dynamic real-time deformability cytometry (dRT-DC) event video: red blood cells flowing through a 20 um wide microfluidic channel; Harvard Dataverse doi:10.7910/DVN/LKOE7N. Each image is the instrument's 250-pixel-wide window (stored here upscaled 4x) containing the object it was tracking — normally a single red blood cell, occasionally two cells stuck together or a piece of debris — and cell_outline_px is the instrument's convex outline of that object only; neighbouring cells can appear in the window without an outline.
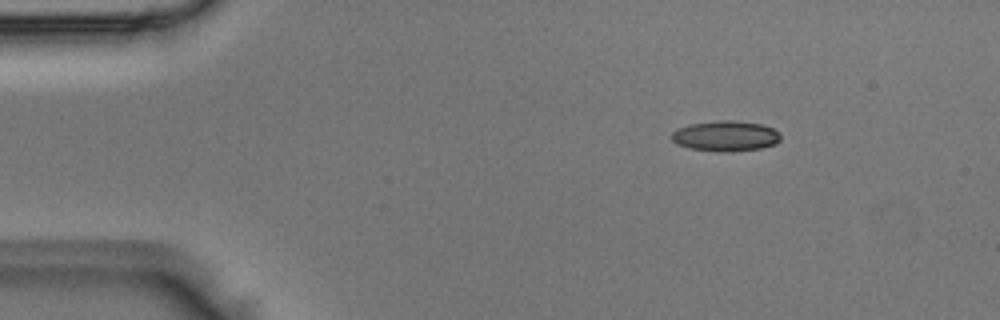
{"species": "Egyptian fruit bat (a non-hibernating species)", "species_latin": "Rousettus aegyptiacus", "temperature_condition": "room temperature", "stored_images_in_passage": 4, "segment_of_instrument_passage": [1, 2], "camera_frame_rate_fps": 3000, "um_per_image_px": 0.085, "animal": {"sex": "male"}, "frame": {"image": 1, "passage_image": 1, "time_ms": 0.0, "image_size_px": [1000, 320], "cell_outline_px": [[780, 140], [776, 144], [760, 148], [728, 152], [716, 152], [688, 148], [676, 144], [672, 140], [672, 132], [676, 128], [688, 124], [716, 120], [736, 120], [760, 124], [772, 128], [780, 132]], "centroid_in_image_um": [61.65, 11.56], "position_along_channel_um": 23.4, "area_um2": 19.65}}
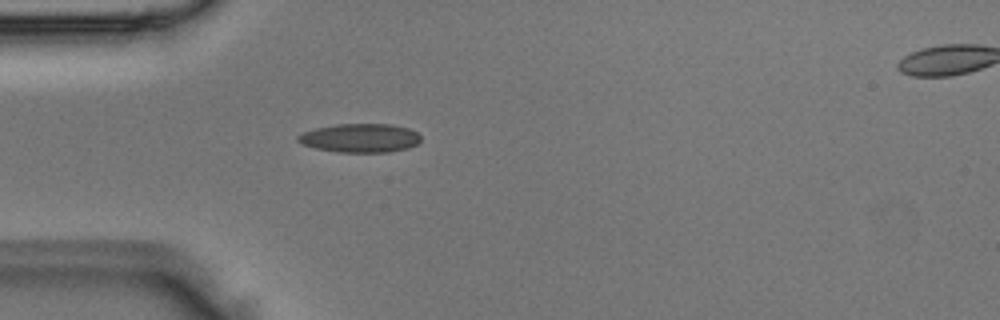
{"frame": {"image": 2, "passage_image": 3, "time_ms": 0.667, "image_size_px": [1000, 320], "cell_outline_px": [[420, 140], [416, 144], [408, 148], [388, 152], [340, 152], [316, 148], [304, 144], [296, 140], [296, 136], [304, 132], [316, 128], [336, 124], [392, 124], [408, 128], [416, 132], [420, 136]], "centroid_in_image_um": [30.62, 11.72], "position_along_channel_um": 54.4, "area_um2": 20.46}}